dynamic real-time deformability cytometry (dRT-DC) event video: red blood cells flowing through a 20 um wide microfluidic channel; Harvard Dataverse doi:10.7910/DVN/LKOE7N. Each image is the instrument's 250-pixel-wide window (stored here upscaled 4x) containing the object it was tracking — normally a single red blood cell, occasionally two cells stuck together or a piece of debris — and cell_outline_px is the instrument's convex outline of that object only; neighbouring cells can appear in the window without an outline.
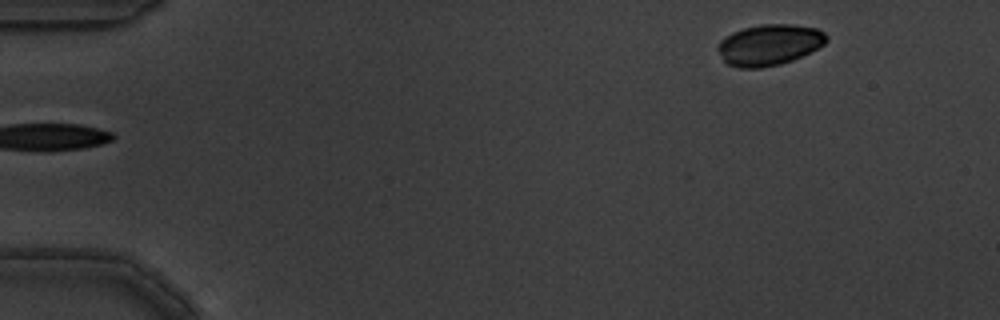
{"species": "common noctule bat (a hibernating species)", "species_latin": "Nyctalus noctula", "temperature_condition": "warm", "stored_images_in_passage": 5, "segment_of_instrument_passage": [2, 2], "camera_frame_rate_fps": 3000, "um_per_image_px": 0.085, "animal": {"sex": "male", "body_mass_g": 19.5, "forearm_length_mm": 54.6}, "frame": {"image": 1, "passage_image": 5, "time_ms": 1.333, "image_size_px": [1000, 320], "cell_outline_px": [[828, 40], [824, 44], [792, 60], [780, 64], [760, 68], [740, 68], [728, 64], [724, 60], [716, 48], [716, 44], [720, 40], [732, 32], [744, 28], [764, 24], [792, 24], [816, 28], [824, 32], [828, 36]], "centroid_in_image_um": [65.36, 3.8], "position_along_channel_um": 19.6, "area_um2": 25.84}}